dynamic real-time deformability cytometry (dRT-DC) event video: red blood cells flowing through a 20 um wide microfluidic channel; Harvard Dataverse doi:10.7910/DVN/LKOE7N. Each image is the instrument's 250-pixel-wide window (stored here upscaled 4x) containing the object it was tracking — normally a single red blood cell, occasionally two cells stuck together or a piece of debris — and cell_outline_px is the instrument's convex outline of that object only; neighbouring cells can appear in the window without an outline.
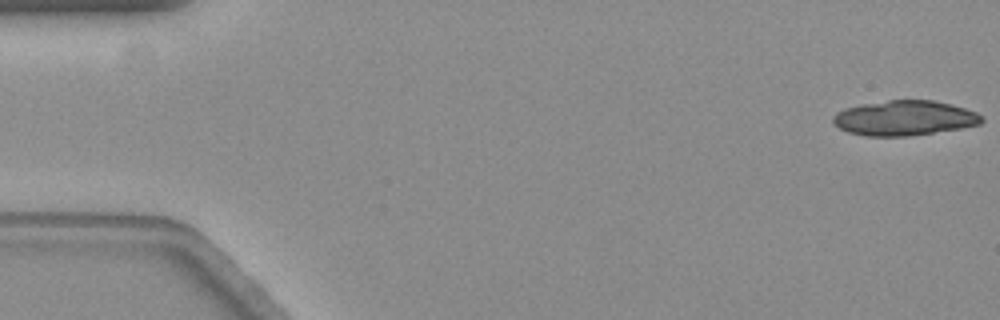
{"species": "common noctule bat (a hibernating species)", "species_latin": "Nyctalus noctula", "temperature_condition": "warm", "stored_images_in_passage": 18, "camera_frame_rate_fps": 3000, "um_per_image_px": 0.085, "animal": {"sex": "female", "body_mass_g": 19.3, "forearm_length_mm": 54.1}, "frame": {"image": 1, "passage_image": 1, "time_ms": 0.0, "image_size_px": [1000, 320], "cell_outline_px": [[984, 120], [980, 124], [960, 128], [908, 136], [868, 136], [848, 132], [840, 128], [832, 120], [832, 116], [836, 112], [844, 108], [864, 104], [888, 100], [932, 100], [952, 104], [976, 112], [984, 116]], "centroid_in_image_um": [76.89, 10.03], "position_along_channel_um": 8.1, "area_um2": 30.17}}